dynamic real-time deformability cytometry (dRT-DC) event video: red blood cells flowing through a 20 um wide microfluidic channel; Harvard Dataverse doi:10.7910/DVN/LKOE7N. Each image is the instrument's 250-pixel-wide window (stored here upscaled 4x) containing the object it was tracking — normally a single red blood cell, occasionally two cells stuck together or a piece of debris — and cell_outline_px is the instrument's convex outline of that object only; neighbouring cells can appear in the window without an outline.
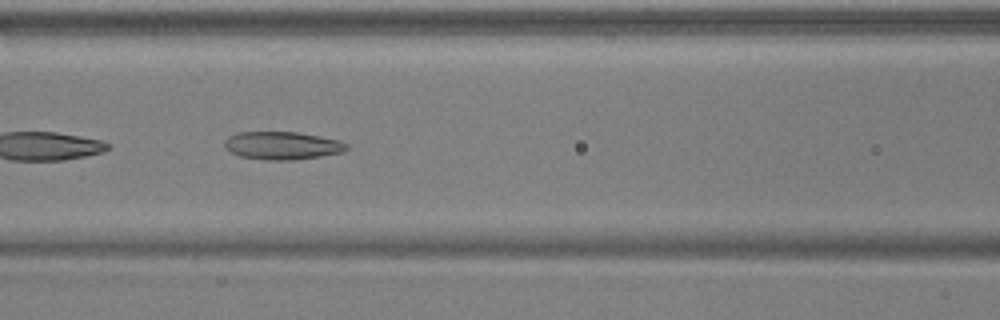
{"species": "common noctule bat (a hibernating species)", "species_latin": "Nyctalus noctula", "temperature_condition": "warm", "stored_images_in_passage": 53, "camera_frame_rate_fps": 3000, "um_per_image_px": 0.085, "animal": {"sex": "male", "body_mass_g": 17.9, "forearm_length_mm": 54.2}, "frame": {"image": 1, "passage_image": 23, "time_ms": 7.333, "image_size_px": [1000, 320], "cell_outline_px": [[348, 148], [344, 152], [320, 156], [292, 160], [268, 160], [240, 156], [224, 148], [224, 140], [228, 136], [240, 132], [296, 132], [320, 136], [340, 140], [348, 144]], "centroid_in_image_um": [24.0, 12.37], "position_along_channel_um": 142.6, "area_um2": 19.88}}
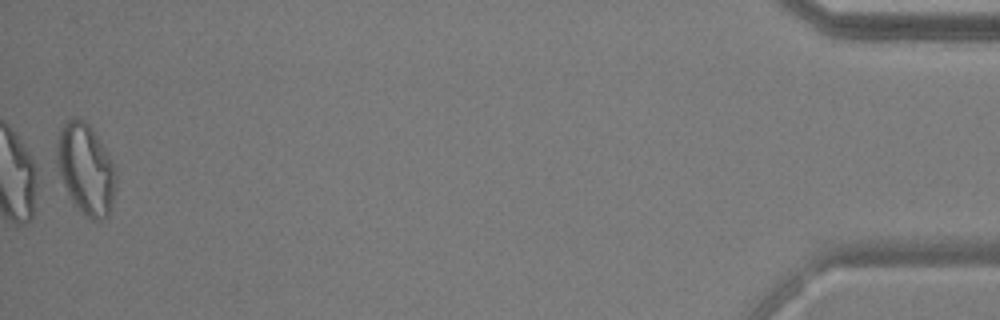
{"frame": {"image": 2, "passage_image": 53, "time_ms": 17.333, "image_size_px": [1000, 320], "cell_outline_px": [[116, 184], [112, 204], [108, 216], [104, 220], [92, 220], [72, 204], [68, 196], [60, 176], [56, 164], [56, 144], [64, 120], [72, 116], [76, 116], [84, 120], [92, 128], [112, 160], [116, 172]], "centroid_in_image_um": [7.27, 14.36], "position_along_channel_um": 427.9, "area_um2": 31.73}, "authors_computed_cell_mechanics": {"area_um2": 23.7558, "velocity_mm_per_s": 3.7317, "shape_relaxation_time_tau1_ms": null, "shape_relaxation_time_tau2_ms": 2.4465, "deformation_change_tau1": null, "deformation_change_tau2": 0.1018}}